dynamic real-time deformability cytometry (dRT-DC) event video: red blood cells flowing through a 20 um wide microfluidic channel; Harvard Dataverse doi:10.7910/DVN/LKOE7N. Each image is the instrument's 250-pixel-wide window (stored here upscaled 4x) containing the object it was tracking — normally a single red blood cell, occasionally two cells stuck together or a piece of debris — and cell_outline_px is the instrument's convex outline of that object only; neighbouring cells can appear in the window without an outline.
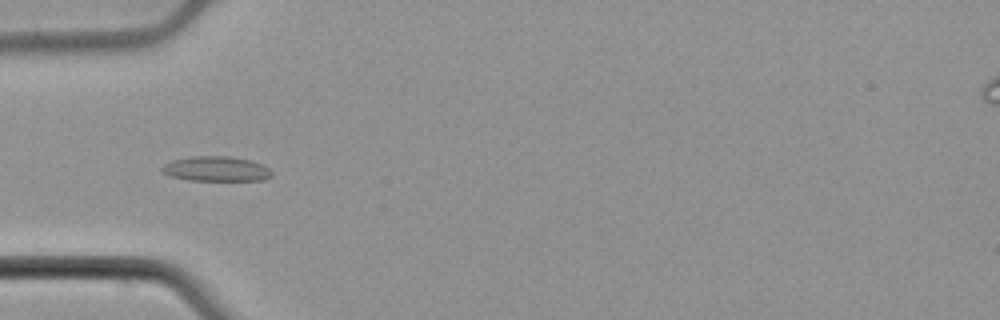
{"species": "common noctule bat (a hibernating species)", "species_latin": "Nyctalus noctula", "temperature_condition": "cold", "stored_images_in_passage": 5, "camera_frame_rate_fps": 3000, "um_per_image_px": 0.085, "animal": {"sex": "male", "body_mass_g": 21.5, "forearm_length_mm": 52.0}, "frame": {"image": 1, "passage_image": 5, "time_ms": 1.333, "image_size_px": [1000, 320], "cell_outline_px": [[272, 176], [264, 180], [188, 180], [172, 176], [164, 172], [160, 168], [164, 164], [172, 160], [192, 156], [228, 156], [248, 160], [260, 164], [268, 168], [272, 172]], "centroid_in_image_um": [18.37, 14.35], "position_along_channel_um": 66.6, "area_um2": 15.72}}